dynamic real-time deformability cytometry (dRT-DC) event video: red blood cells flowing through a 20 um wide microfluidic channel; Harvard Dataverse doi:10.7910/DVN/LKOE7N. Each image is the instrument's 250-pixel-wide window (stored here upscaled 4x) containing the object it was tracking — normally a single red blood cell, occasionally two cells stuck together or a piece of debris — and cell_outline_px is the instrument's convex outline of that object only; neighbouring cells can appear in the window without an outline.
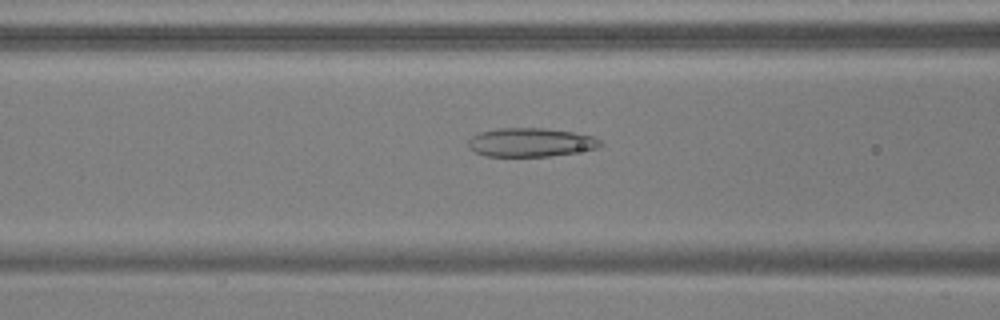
{"species": "common noctule bat (a hibernating species)", "species_latin": "Nyctalus noctula", "temperature_condition": "warm", "stored_images_in_passage": 54, "camera_frame_rate_fps": 3000, "um_per_image_px": 0.085, "animal": {"sex": "male", "body_mass_g": 17.9, "forearm_length_mm": 54.2}, "frame": {"image": 1, "passage_image": 22, "time_ms": 7.0, "image_size_px": [1000, 320], "cell_outline_px": [[604, 144], [596, 148], [552, 156], [484, 156], [468, 148], [468, 140], [472, 136], [480, 132], [496, 128], [544, 128], [572, 132], [592, 136], [600, 140]], "centroid_in_image_um": [45.07, 12.1], "position_along_channel_um": 121.5, "area_um2": 22.08}}
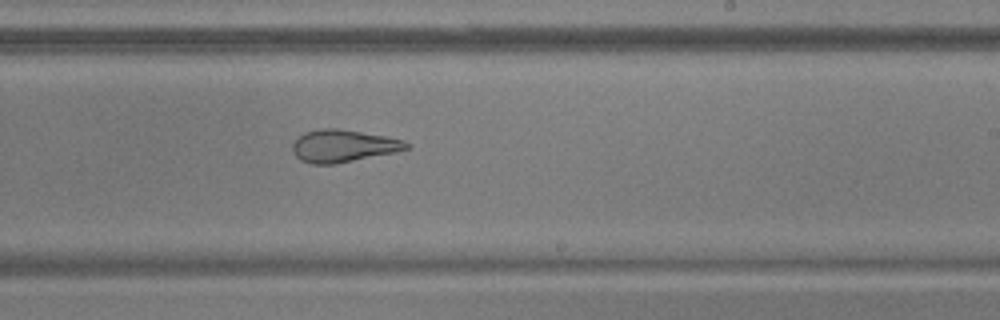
{"frame": {"image": 2, "passage_image": 33, "time_ms": 10.667, "image_size_px": [1000, 320], "cell_outline_px": [[408, 148], [396, 152], [336, 164], [312, 164], [300, 160], [292, 152], [292, 144], [304, 132], [320, 128], [340, 128], [384, 136], [404, 140], [408, 144]], "centroid_in_image_um": [29.14, 12.4], "position_along_channel_um": 259.9, "area_um2": 21.5}}
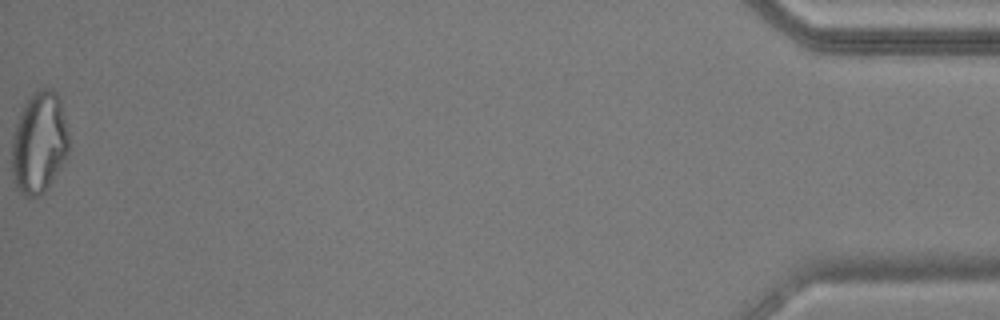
{"frame": {"image": 3, "passage_image": 54, "time_ms": 17.667, "image_size_px": [1000, 320], "cell_outline_px": [[68, 156], [44, 192], [36, 196], [24, 196], [16, 188], [12, 180], [12, 136], [20, 112], [24, 104], [40, 88], [52, 88], [56, 92], [60, 100], [68, 132]], "centroid_in_image_um": [3.32, 12.15], "position_along_channel_um": 431.9, "area_um2": 33.7}, "authors_computed_cell_mechanics": {"area_um2": 26.5013, "velocity_mm_per_s": 3.7671, "shape_relaxation_time_tau1_ms": null, "shape_relaxation_time_tau2_ms": 2.1076, "deformation_change_tau1": null, "deformation_change_tau2": 0.0976}}